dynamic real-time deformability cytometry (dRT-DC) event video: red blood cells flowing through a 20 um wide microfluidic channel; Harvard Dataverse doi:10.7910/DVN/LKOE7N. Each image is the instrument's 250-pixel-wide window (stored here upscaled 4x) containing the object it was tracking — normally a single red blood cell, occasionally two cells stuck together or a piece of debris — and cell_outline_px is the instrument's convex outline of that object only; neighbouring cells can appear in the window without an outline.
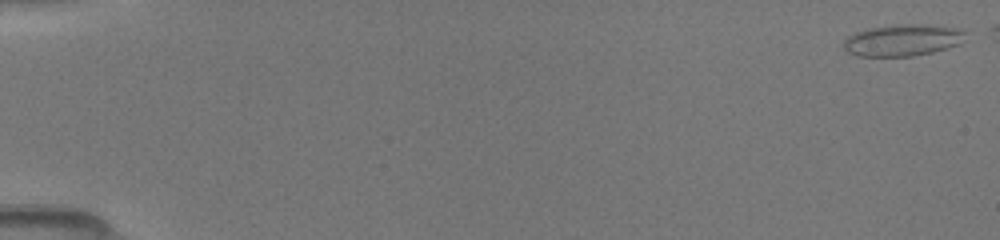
{"species": "common noctule bat (a hibernating species)", "species_latin": "Nyctalus noctula", "temperature_condition": "room temperature", "stored_images_in_passage": 27, "camera_frame_rate_fps": 3000, "um_per_image_px": 0.085, "animal": {"sex": "female", "body_mass_g": 19.5, "forearm_length_mm": 54.1}, "frame": {"image": 1, "passage_image": 1, "time_ms": 0.0, "image_size_px": [1000, 240], "cell_outline_px": [[964, 32], [960, 44], [932, 52], [912, 56], [856, 56], [848, 52], [844, 48], [844, 40], [848, 36], [856, 32], [868, 28], [896, 24], [924, 24], [956, 28]], "centroid_in_image_um": [76.67, 3.41], "position_along_channel_um": 8.3, "area_um2": 22.31}}
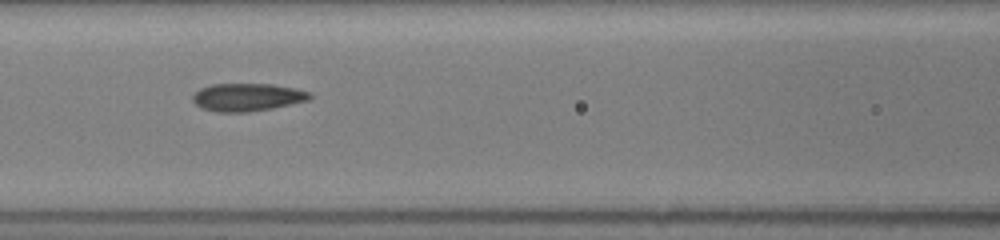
{"frame": {"image": 2, "passage_image": 20, "time_ms": 7.333, "image_size_px": [1000, 240], "cell_outline_px": [[312, 96], [308, 100], [272, 108], [248, 112], [216, 112], [200, 108], [192, 100], [192, 96], [200, 88], [212, 84], [272, 84], [296, 88], [312, 92]], "centroid_in_image_um": [21.02, 8.26], "position_along_channel_um": 145.6, "area_um2": 19.07}}
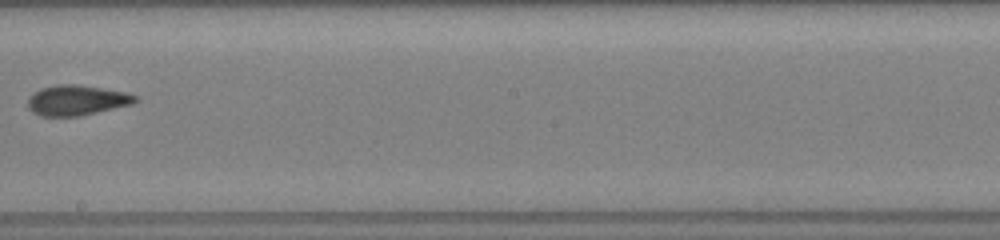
{"frame": {"image": 3, "passage_image": 26, "time_ms": 9.667, "image_size_px": [1000, 240], "cell_outline_px": [[140, 100], [132, 104], [80, 116], [40, 116], [32, 112], [28, 108], [28, 96], [40, 88], [56, 84], [76, 84], [128, 92], [136, 96]], "centroid_in_image_um": [6.51, 8.51], "position_along_channel_um": 241.7, "area_um2": 19.13}}